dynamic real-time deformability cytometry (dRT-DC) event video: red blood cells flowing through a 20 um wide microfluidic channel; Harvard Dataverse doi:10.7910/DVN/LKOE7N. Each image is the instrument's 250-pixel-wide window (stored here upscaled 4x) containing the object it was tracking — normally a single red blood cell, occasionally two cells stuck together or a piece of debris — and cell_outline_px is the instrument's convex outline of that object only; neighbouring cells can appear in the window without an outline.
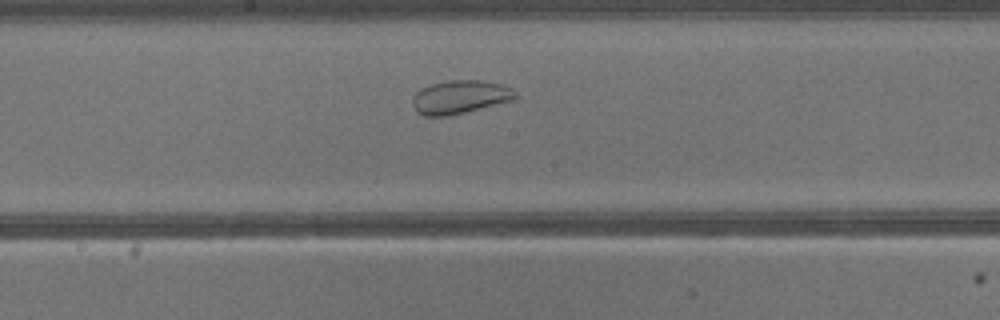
{"species": "common noctule bat (a hibernating species)", "species_latin": "Nyctalus noctula", "temperature_condition": "warm", "stored_images_in_passage": 33, "segment_of_instrument_passage": [1, 2], "camera_frame_rate_fps": 3000, "um_per_image_px": 0.085, "animal": {"sex": "male", "body_mass_g": 13.3}, "frame": {"image": 1, "passage_image": 13, "time_ms": 4.0, "image_size_px": [1000, 320], "cell_outline_px": [[516, 100], [448, 116], [424, 116], [416, 112], [412, 104], [412, 96], [420, 88], [432, 84], [448, 80], [484, 80], [500, 84], [512, 88], [516, 92]], "centroid_in_image_um": [39.1, 8.25], "position_along_channel_um": 209.1, "area_um2": 20.29}}
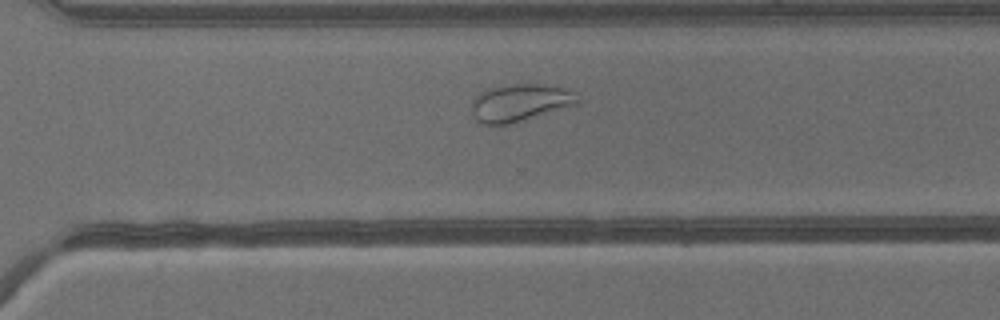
{"frame": {"image": 2, "passage_image": 20, "time_ms": 6.333, "image_size_px": [1000, 320], "cell_outline_px": [[576, 104], [512, 124], [484, 124], [476, 120], [472, 112], [472, 100], [484, 88], [512, 84], [544, 84], [564, 88], [572, 92], [576, 100]], "centroid_in_image_um": [44.12, 8.72], "position_along_channel_um": 326.5, "area_um2": 22.83}}
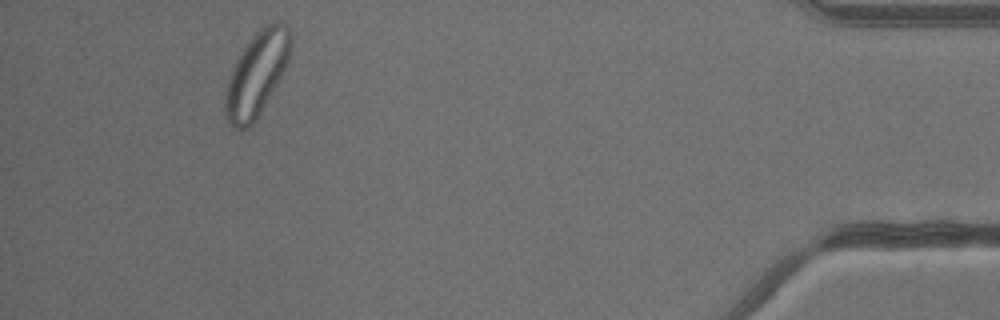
{"frame": {"image": 3, "passage_image": 29, "time_ms": 9.333, "image_size_px": [1000, 320], "cell_outline_px": [[292, 48], [288, 60], [280, 76], [256, 120], [248, 128], [232, 128], [228, 120], [224, 108], [224, 104], [228, 80], [232, 68], [236, 60], [252, 36], [264, 24], [276, 20], [284, 24], [288, 28], [292, 44]], "centroid_in_image_um": [21.82, 6.26], "position_along_channel_um": 413.4, "area_um2": 31.56}}